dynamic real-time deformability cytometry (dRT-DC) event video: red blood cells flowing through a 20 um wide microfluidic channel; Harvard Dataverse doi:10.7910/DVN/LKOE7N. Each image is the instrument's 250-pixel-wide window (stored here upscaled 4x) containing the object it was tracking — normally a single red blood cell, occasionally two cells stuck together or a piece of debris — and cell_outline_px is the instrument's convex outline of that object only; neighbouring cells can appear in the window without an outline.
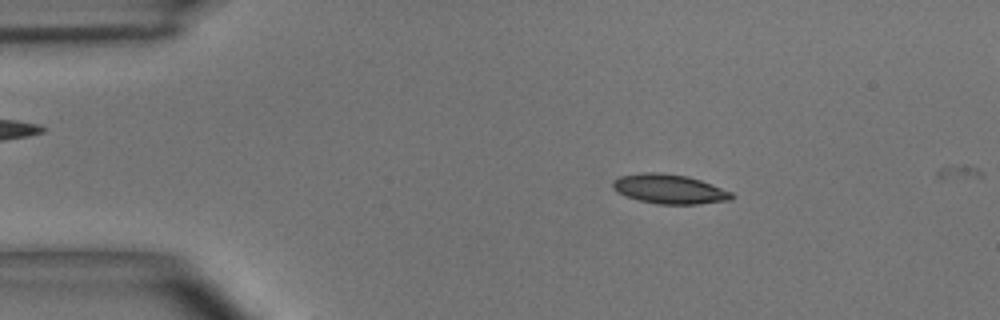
{"species": "common noctule bat (a hibernating species)", "species_latin": "Nyctalus noctula", "temperature_condition": "room temperature", "stored_images_in_passage": 7, "camera_frame_rate_fps": 3000, "um_per_image_px": 0.085, "animal": {"sex": "male", "body_mass_g": 15.6}, "frame": {"image": 1, "passage_image": 5, "time_ms": 1.333, "image_size_px": [1000, 320], "cell_outline_px": [[736, 196], [732, 200], [696, 204], [656, 204], [624, 196], [616, 192], [612, 188], [612, 180], [620, 176], [640, 172], [660, 172], [688, 176], [712, 184], [732, 192]], "centroid_in_image_um": [56.88, 16.06], "position_along_channel_um": 28.1, "area_um2": 20.69}}